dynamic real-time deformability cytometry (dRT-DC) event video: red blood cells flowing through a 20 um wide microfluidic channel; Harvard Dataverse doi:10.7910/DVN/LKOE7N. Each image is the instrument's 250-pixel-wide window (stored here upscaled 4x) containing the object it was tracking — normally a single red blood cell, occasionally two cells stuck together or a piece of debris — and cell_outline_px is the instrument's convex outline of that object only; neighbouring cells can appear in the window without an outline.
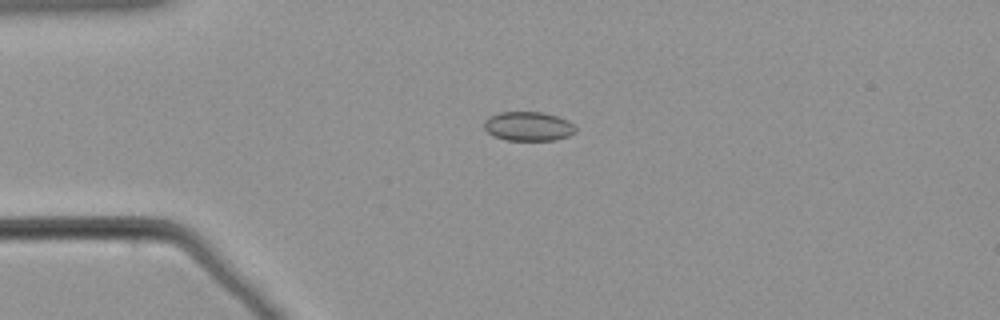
{"species": "common noctule bat (a hibernating species)", "species_latin": "Nyctalus noctula", "temperature_condition": "warm", "stored_images_in_passage": 57, "camera_frame_rate_fps": 3000, "um_per_image_px": 0.085, "animal": {"sex": "male", "body_mass_g": 21.5, "forearm_length_mm": 52.0}, "frame": {"image": 1, "passage_image": 14, "time_ms": 4.333, "image_size_px": [1000, 320], "cell_outline_px": [[576, 132], [568, 136], [556, 140], [504, 140], [492, 136], [484, 128], [484, 120], [488, 116], [500, 112], [540, 112], [556, 116], [568, 120], [576, 128]], "centroid_in_image_um": [44.88, 10.74], "position_along_channel_um": 40.1, "area_um2": 15.66}}
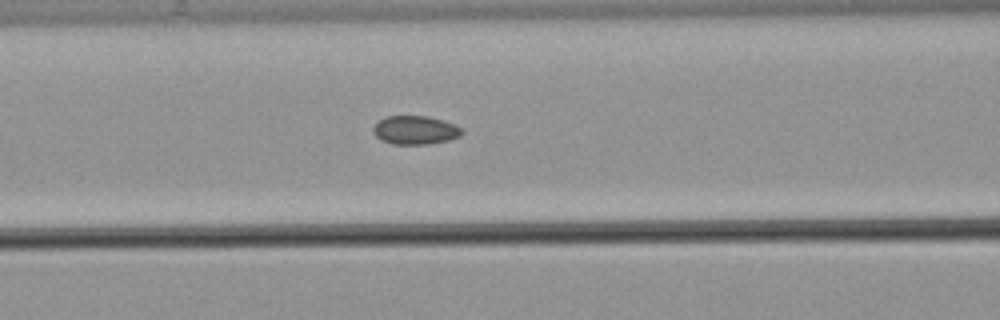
{"frame": {"image": 2, "passage_image": 24, "time_ms": 7.667, "image_size_px": [1000, 320], "cell_outline_px": [[464, 132], [460, 136], [448, 140], [428, 144], [392, 144], [380, 140], [372, 132], [372, 128], [380, 120], [388, 116], [428, 116], [464, 128]], "centroid_in_image_um": [35.29, 11.07], "position_along_channel_um": 131.3, "area_um2": 14.74}}
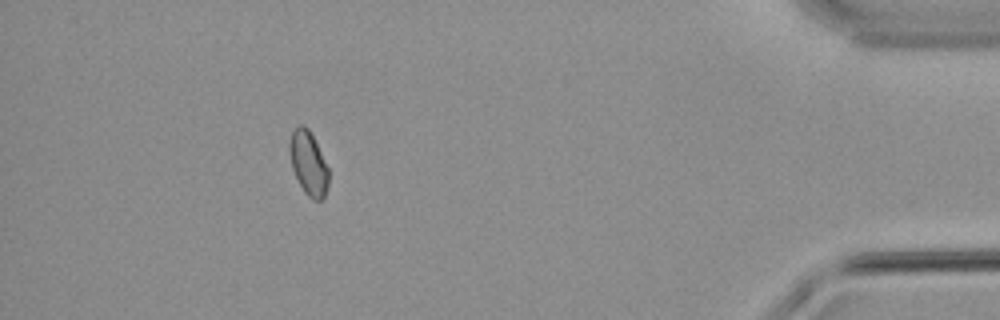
{"frame": {"image": 3, "passage_image": 52, "time_ms": 17.0, "image_size_px": [1000, 320], "cell_outline_px": [[328, 184], [324, 196], [320, 200], [312, 200], [304, 192], [292, 168], [288, 152], [288, 144], [292, 132], [300, 124], [308, 128], [328, 168]], "centroid_in_image_um": [26.19, 13.88], "position_along_channel_um": 409.0, "area_um2": 14.28}}